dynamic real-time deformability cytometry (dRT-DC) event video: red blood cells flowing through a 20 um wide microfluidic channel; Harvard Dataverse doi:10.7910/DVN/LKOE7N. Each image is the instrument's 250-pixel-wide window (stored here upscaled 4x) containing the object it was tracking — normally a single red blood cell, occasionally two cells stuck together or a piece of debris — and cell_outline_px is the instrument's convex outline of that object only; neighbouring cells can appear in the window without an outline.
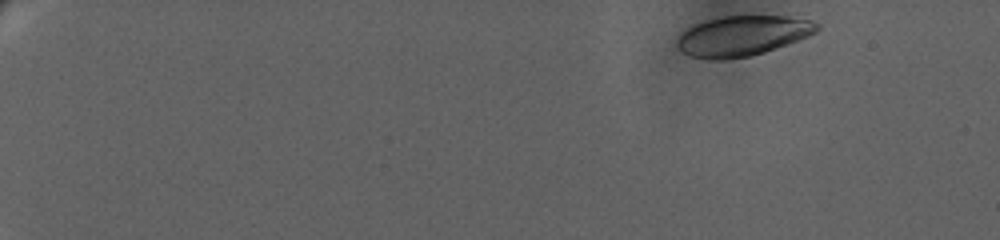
{"species": "human", "species_latin": "Homo sapiens", "temperature_condition": "warm", "stored_images_in_passage": 52, "camera_frame_rate_fps": 3000, "um_per_image_px": 0.085, "donor": {"sex": "female"}, "frame": {"image": 1, "passage_image": 1, "time_ms": 0.0, "image_size_px": [1000, 240], "cell_outline_px": [[820, 28], [816, 32], [808, 36], [764, 52], [752, 56], [724, 60], [716, 60], [688, 56], [676, 48], [676, 36], [684, 28], [692, 24], [724, 16], [788, 16], [812, 20], [820, 24]], "centroid_in_image_um": [63.05, 3.05], "position_along_channel_um": 22.0, "area_um2": 33.18}}
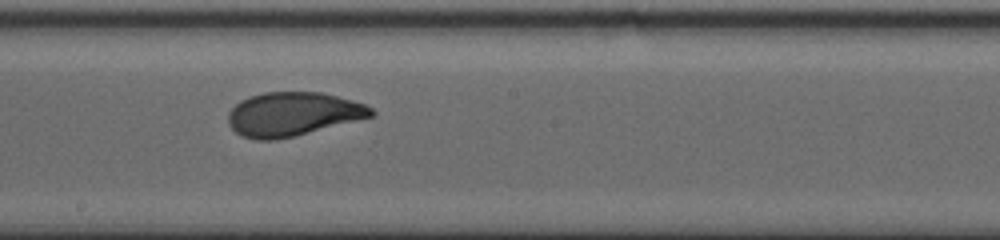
{"frame": {"image": 2, "passage_image": 28, "time_ms": 12.333, "image_size_px": [1000, 240], "cell_outline_px": [[376, 112], [372, 116], [292, 136], [272, 140], [256, 140], [240, 136], [228, 124], [228, 112], [240, 100], [248, 96], [264, 92], [320, 92], [352, 100], [364, 104], [372, 108]], "centroid_in_image_um": [24.83, 9.69], "position_along_channel_um": 223.4, "area_um2": 36.18}}
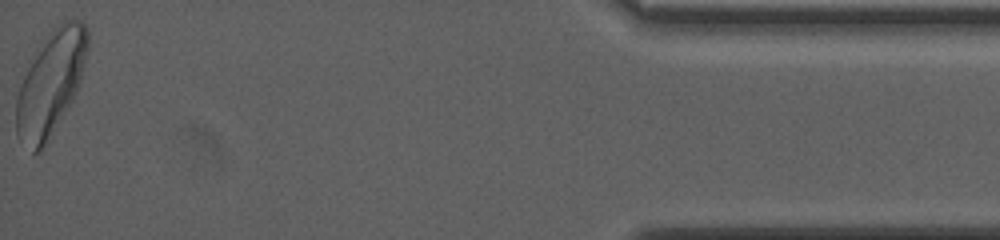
{"frame": {"image": 3, "passage_image": 52, "time_ms": 21.333, "image_size_px": [1000, 240], "cell_outline_px": [[88, 48], [80, 84], [72, 100], [40, 148], [36, 152], [32, 152], [16, 132], [16, 100], [20, 84], [28, 60], [36, 48], [52, 28], [56, 24], [64, 20], [76, 16], [88, 28]], "centroid_in_image_um": [4.32, 6.89], "position_along_channel_um": 430.9, "area_um2": 43.12}, "authors_computed_cell_mechanics": {"area_um2": 36.9053, "velocity_mm_per_s": 3.0458, "shape_relaxation_time_tau1_ms": 4.7662, "shape_relaxation_time_tau2_ms": 0.9571, "deformation_change_tau1": 0.1825, "deformation_change_tau2": 0.0518}}